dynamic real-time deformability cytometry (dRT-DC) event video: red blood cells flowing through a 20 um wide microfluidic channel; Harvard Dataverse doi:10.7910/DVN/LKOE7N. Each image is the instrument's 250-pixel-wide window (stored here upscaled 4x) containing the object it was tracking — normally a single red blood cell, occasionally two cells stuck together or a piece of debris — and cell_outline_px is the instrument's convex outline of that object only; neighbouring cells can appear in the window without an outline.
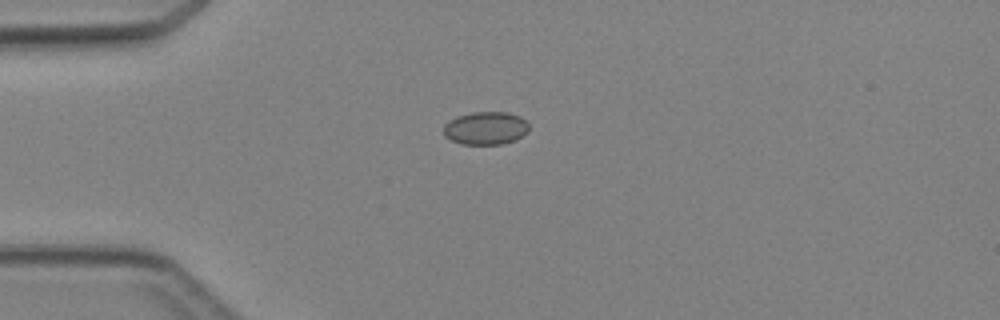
{"species": "Egyptian fruit bat (a non-hibernating species)", "species_latin": "Rousettus aegyptiacus", "temperature_condition": "cold", "stored_images_in_passage": 4, "camera_frame_rate_fps": 3000, "um_per_image_px": 0.085, "animal": {"sex": "female"}, "frame": {"image": 1, "passage_image": 3, "time_ms": 3.333, "image_size_px": [1000, 320], "cell_outline_px": [[528, 132], [516, 140], [504, 144], [460, 144], [444, 136], [444, 124], [448, 120], [456, 116], [472, 112], [508, 112], [520, 116], [528, 124]], "centroid_in_image_um": [41.27, 10.89], "position_along_channel_um": 43.7, "area_um2": 16.59}}